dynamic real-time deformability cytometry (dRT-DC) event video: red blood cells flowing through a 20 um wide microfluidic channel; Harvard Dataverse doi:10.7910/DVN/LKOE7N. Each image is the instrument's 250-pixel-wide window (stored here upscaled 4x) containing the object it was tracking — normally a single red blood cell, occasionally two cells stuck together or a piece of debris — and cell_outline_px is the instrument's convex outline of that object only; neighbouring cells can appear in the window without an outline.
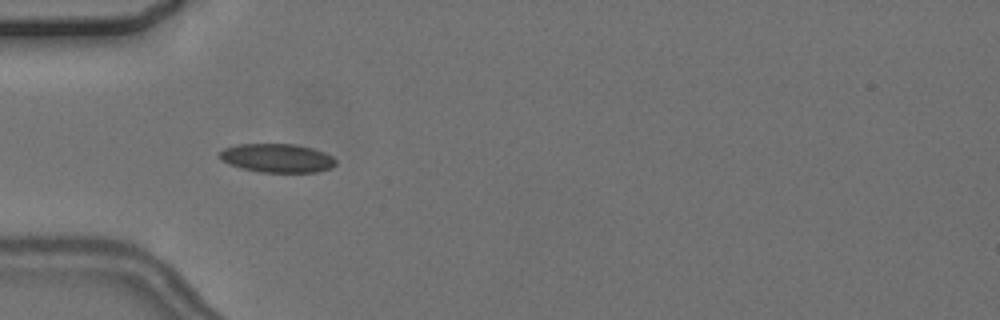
{"species": "common noctule bat (a hibernating species)", "species_latin": "Nyctalus noctula", "temperature_condition": "cold", "stored_images_in_passage": 8, "camera_frame_rate_fps": 3000, "um_per_image_px": 0.085, "animal": {"sex": "female", "body_mass_g": 24.6, "forearm_length_mm": 56.2}, "frame": {"image": 1, "passage_image": 3, "time_ms": 2.333, "image_size_px": [1000, 320], "cell_outline_px": [[336, 164], [332, 168], [316, 172], [260, 172], [228, 164], [220, 160], [220, 152], [224, 148], [236, 144], [296, 144], [312, 148], [324, 152], [332, 156], [336, 160]], "centroid_in_image_um": [23.57, 13.43], "position_along_channel_um": 61.4, "area_um2": 19.48}}
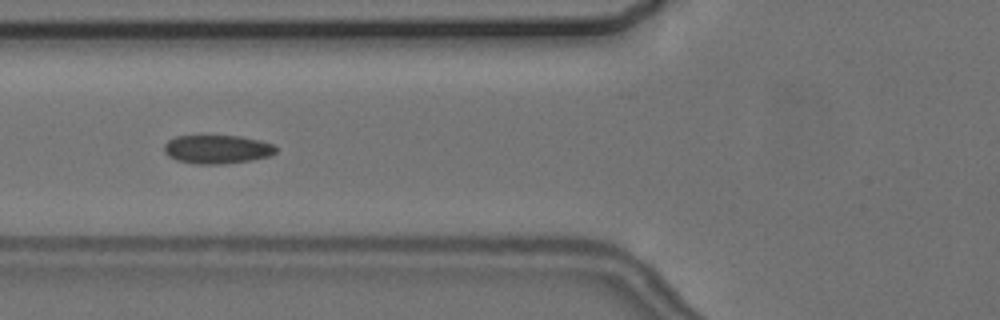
{"frame": {"image": 2, "passage_image": 4, "time_ms": 3.667, "image_size_px": [1000, 320], "cell_outline_px": [[276, 152], [272, 156], [252, 160], [224, 164], [196, 164], [176, 160], [168, 156], [164, 152], [164, 144], [168, 140], [176, 136], [240, 136], [260, 140], [272, 144], [276, 148]], "centroid_in_image_um": [18.46, 12.7], "position_along_channel_um": 107.3, "area_um2": 18.79}}
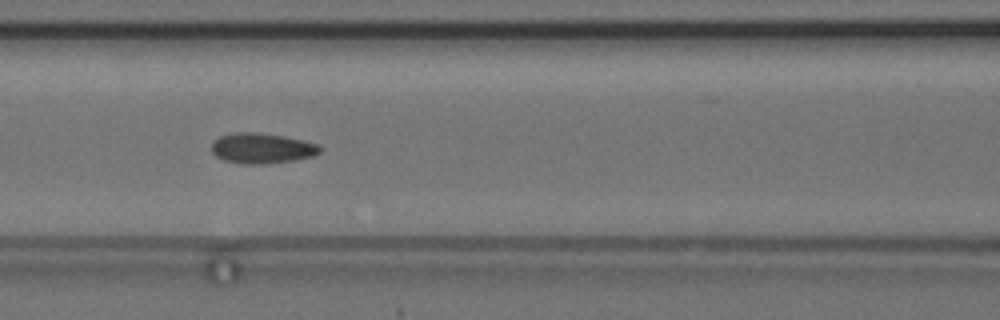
{"frame": {"image": 3, "passage_image": 5, "time_ms": 4.667, "image_size_px": [1000, 320], "cell_outline_px": [[320, 152], [312, 156], [292, 160], [264, 164], [240, 164], [224, 160], [216, 156], [212, 152], [212, 144], [220, 136], [236, 132], [256, 132], [284, 136], [304, 140], [316, 144], [320, 148]], "centroid_in_image_um": [22.24, 12.6], "position_along_channel_um": 144.4, "area_um2": 19.02}}